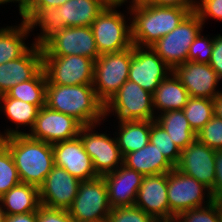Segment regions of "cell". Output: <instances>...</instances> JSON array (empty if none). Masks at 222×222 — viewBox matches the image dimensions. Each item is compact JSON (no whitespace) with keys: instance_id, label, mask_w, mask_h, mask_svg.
I'll return each instance as SVG.
<instances>
[{"instance_id":"12","label":"cell","mask_w":222,"mask_h":222,"mask_svg":"<svg viewBox=\"0 0 222 222\" xmlns=\"http://www.w3.org/2000/svg\"><path fill=\"white\" fill-rule=\"evenodd\" d=\"M42 55H79L94 61L100 56L90 26L65 27L42 46Z\"/></svg>"},{"instance_id":"30","label":"cell","mask_w":222,"mask_h":222,"mask_svg":"<svg viewBox=\"0 0 222 222\" xmlns=\"http://www.w3.org/2000/svg\"><path fill=\"white\" fill-rule=\"evenodd\" d=\"M47 77L42 68L32 79L13 86L6 94L10 98L34 104L39 109L45 106Z\"/></svg>"},{"instance_id":"11","label":"cell","mask_w":222,"mask_h":222,"mask_svg":"<svg viewBox=\"0 0 222 222\" xmlns=\"http://www.w3.org/2000/svg\"><path fill=\"white\" fill-rule=\"evenodd\" d=\"M97 125L100 124L82 126L79 137L83 142L85 151L92 159L97 175L104 176L114 172L123 164V156L115 137H109L106 133H98L93 130Z\"/></svg>"},{"instance_id":"6","label":"cell","mask_w":222,"mask_h":222,"mask_svg":"<svg viewBox=\"0 0 222 222\" xmlns=\"http://www.w3.org/2000/svg\"><path fill=\"white\" fill-rule=\"evenodd\" d=\"M110 112L119 121L155 120L153 94L127 80L104 105V117Z\"/></svg>"},{"instance_id":"2","label":"cell","mask_w":222,"mask_h":222,"mask_svg":"<svg viewBox=\"0 0 222 222\" xmlns=\"http://www.w3.org/2000/svg\"><path fill=\"white\" fill-rule=\"evenodd\" d=\"M45 105L74 117L83 126L105 121L104 104L97 98L92 84H47Z\"/></svg>"},{"instance_id":"33","label":"cell","mask_w":222,"mask_h":222,"mask_svg":"<svg viewBox=\"0 0 222 222\" xmlns=\"http://www.w3.org/2000/svg\"><path fill=\"white\" fill-rule=\"evenodd\" d=\"M149 142L156 145L157 149L174 167L178 164L181 150L175 145L165 129L155 120H151Z\"/></svg>"},{"instance_id":"27","label":"cell","mask_w":222,"mask_h":222,"mask_svg":"<svg viewBox=\"0 0 222 222\" xmlns=\"http://www.w3.org/2000/svg\"><path fill=\"white\" fill-rule=\"evenodd\" d=\"M118 124L119 132H114V136L123 157L149 143L151 120L119 121Z\"/></svg>"},{"instance_id":"23","label":"cell","mask_w":222,"mask_h":222,"mask_svg":"<svg viewBox=\"0 0 222 222\" xmlns=\"http://www.w3.org/2000/svg\"><path fill=\"white\" fill-rule=\"evenodd\" d=\"M123 164L143 176L168 173L175 168L151 142L142 149L125 155Z\"/></svg>"},{"instance_id":"21","label":"cell","mask_w":222,"mask_h":222,"mask_svg":"<svg viewBox=\"0 0 222 222\" xmlns=\"http://www.w3.org/2000/svg\"><path fill=\"white\" fill-rule=\"evenodd\" d=\"M143 177L142 174L124 164L114 172L104 175L110 206L118 208L135 205Z\"/></svg>"},{"instance_id":"16","label":"cell","mask_w":222,"mask_h":222,"mask_svg":"<svg viewBox=\"0 0 222 222\" xmlns=\"http://www.w3.org/2000/svg\"><path fill=\"white\" fill-rule=\"evenodd\" d=\"M175 168L210 189L215 182V150L197 138L181 151Z\"/></svg>"},{"instance_id":"50","label":"cell","mask_w":222,"mask_h":222,"mask_svg":"<svg viewBox=\"0 0 222 222\" xmlns=\"http://www.w3.org/2000/svg\"><path fill=\"white\" fill-rule=\"evenodd\" d=\"M73 222H108L107 220H97V221H78L74 220Z\"/></svg>"},{"instance_id":"44","label":"cell","mask_w":222,"mask_h":222,"mask_svg":"<svg viewBox=\"0 0 222 222\" xmlns=\"http://www.w3.org/2000/svg\"><path fill=\"white\" fill-rule=\"evenodd\" d=\"M143 2L160 6L196 7L197 0H143Z\"/></svg>"},{"instance_id":"35","label":"cell","mask_w":222,"mask_h":222,"mask_svg":"<svg viewBox=\"0 0 222 222\" xmlns=\"http://www.w3.org/2000/svg\"><path fill=\"white\" fill-rule=\"evenodd\" d=\"M175 222H220V202L212 203L179 213Z\"/></svg>"},{"instance_id":"20","label":"cell","mask_w":222,"mask_h":222,"mask_svg":"<svg viewBox=\"0 0 222 222\" xmlns=\"http://www.w3.org/2000/svg\"><path fill=\"white\" fill-rule=\"evenodd\" d=\"M19 58L0 64V95L13 86L32 79L43 68L42 47L30 44Z\"/></svg>"},{"instance_id":"19","label":"cell","mask_w":222,"mask_h":222,"mask_svg":"<svg viewBox=\"0 0 222 222\" xmlns=\"http://www.w3.org/2000/svg\"><path fill=\"white\" fill-rule=\"evenodd\" d=\"M167 188L168 173L144 176L138 189L135 206L158 221H169Z\"/></svg>"},{"instance_id":"34","label":"cell","mask_w":222,"mask_h":222,"mask_svg":"<svg viewBox=\"0 0 222 222\" xmlns=\"http://www.w3.org/2000/svg\"><path fill=\"white\" fill-rule=\"evenodd\" d=\"M20 183L13 156L9 149L0 141V197Z\"/></svg>"},{"instance_id":"14","label":"cell","mask_w":222,"mask_h":222,"mask_svg":"<svg viewBox=\"0 0 222 222\" xmlns=\"http://www.w3.org/2000/svg\"><path fill=\"white\" fill-rule=\"evenodd\" d=\"M172 69L151 47L132 46L128 80L153 94Z\"/></svg>"},{"instance_id":"28","label":"cell","mask_w":222,"mask_h":222,"mask_svg":"<svg viewBox=\"0 0 222 222\" xmlns=\"http://www.w3.org/2000/svg\"><path fill=\"white\" fill-rule=\"evenodd\" d=\"M32 32L26 21L0 28V64L21 57L30 47L24 42Z\"/></svg>"},{"instance_id":"47","label":"cell","mask_w":222,"mask_h":222,"mask_svg":"<svg viewBox=\"0 0 222 222\" xmlns=\"http://www.w3.org/2000/svg\"><path fill=\"white\" fill-rule=\"evenodd\" d=\"M108 5H120L127 3L128 0H104Z\"/></svg>"},{"instance_id":"46","label":"cell","mask_w":222,"mask_h":222,"mask_svg":"<svg viewBox=\"0 0 222 222\" xmlns=\"http://www.w3.org/2000/svg\"><path fill=\"white\" fill-rule=\"evenodd\" d=\"M214 115L222 119V91L213 98Z\"/></svg>"},{"instance_id":"7","label":"cell","mask_w":222,"mask_h":222,"mask_svg":"<svg viewBox=\"0 0 222 222\" xmlns=\"http://www.w3.org/2000/svg\"><path fill=\"white\" fill-rule=\"evenodd\" d=\"M199 15L192 11L169 34L160 38L151 48L173 70L187 61L190 45L203 31Z\"/></svg>"},{"instance_id":"48","label":"cell","mask_w":222,"mask_h":222,"mask_svg":"<svg viewBox=\"0 0 222 222\" xmlns=\"http://www.w3.org/2000/svg\"><path fill=\"white\" fill-rule=\"evenodd\" d=\"M10 2H16L18 3V7H20V0H0V5L1 4H7V3H10Z\"/></svg>"},{"instance_id":"29","label":"cell","mask_w":222,"mask_h":222,"mask_svg":"<svg viewBox=\"0 0 222 222\" xmlns=\"http://www.w3.org/2000/svg\"><path fill=\"white\" fill-rule=\"evenodd\" d=\"M157 115L155 121L165 129L181 151L197 138L183 110L165 111Z\"/></svg>"},{"instance_id":"42","label":"cell","mask_w":222,"mask_h":222,"mask_svg":"<svg viewBox=\"0 0 222 222\" xmlns=\"http://www.w3.org/2000/svg\"><path fill=\"white\" fill-rule=\"evenodd\" d=\"M215 174L211 195L214 201L222 202V149L215 150Z\"/></svg>"},{"instance_id":"1","label":"cell","mask_w":222,"mask_h":222,"mask_svg":"<svg viewBox=\"0 0 222 222\" xmlns=\"http://www.w3.org/2000/svg\"><path fill=\"white\" fill-rule=\"evenodd\" d=\"M132 43L151 47L173 31L196 7L160 6L143 1L130 3Z\"/></svg>"},{"instance_id":"52","label":"cell","mask_w":222,"mask_h":222,"mask_svg":"<svg viewBox=\"0 0 222 222\" xmlns=\"http://www.w3.org/2000/svg\"><path fill=\"white\" fill-rule=\"evenodd\" d=\"M128 1H129V3H134V2L143 1V0H132L131 2H130V0H128Z\"/></svg>"},{"instance_id":"8","label":"cell","mask_w":222,"mask_h":222,"mask_svg":"<svg viewBox=\"0 0 222 222\" xmlns=\"http://www.w3.org/2000/svg\"><path fill=\"white\" fill-rule=\"evenodd\" d=\"M167 197L169 221H173L181 212L202 207L214 201L208 187L176 168L168 172Z\"/></svg>"},{"instance_id":"25","label":"cell","mask_w":222,"mask_h":222,"mask_svg":"<svg viewBox=\"0 0 222 222\" xmlns=\"http://www.w3.org/2000/svg\"><path fill=\"white\" fill-rule=\"evenodd\" d=\"M2 103V104H1ZM0 110L4 112L7 119L12 123H15L16 129H7L4 133L0 132V140L18 134H27L19 129L20 125L28 126L29 132L35 124V120L39 111V108L22 100L10 98L7 94L0 96ZM19 129V130H18Z\"/></svg>"},{"instance_id":"22","label":"cell","mask_w":222,"mask_h":222,"mask_svg":"<svg viewBox=\"0 0 222 222\" xmlns=\"http://www.w3.org/2000/svg\"><path fill=\"white\" fill-rule=\"evenodd\" d=\"M107 6L104 0H69L58 7L59 21L65 27L91 26Z\"/></svg>"},{"instance_id":"18","label":"cell","mask_w":222,"mask_h":222,"mask_svg":"<svg viewBox=\"0 0 222 222\" xmlns=\"http://www.w3.org/2000/svg\"><path fill=\"white\" fill-rule=\"evenodd\" d=\"M54 165L64 168L80 181L96 178L98 175L93 162L85 151L83 142L78 136L52 145Z\"/></svg>"},{"instance_id":"39","label":"cell","mask_w":222,"mask_h":222,"mask_svg":"<svg viewBox=\"0 0 222 222\" xmlns=\"http://www.w3.org/2000/svg\"><path fill=\"white\" fill-rule=\"evenodd\" d=\"M69 0H20L19 14L28 22L42 8H58Z\"/></svg>"},{"instance_id":"5","label":"cell","mask_w":222,"mask_h":222,"mask_svg":"<svg viewBox=\"0 0 222 222\" xmlns=\"http://www.w3.org/2000/svg\"><path fill=\"white\" fill-rule=\"evenodd\" d=\"M132 47L100 55L94 63L92 86L97 98L105 105L128 80Z\"/></svg>"},{"instance_id":"3","label":"cell","mask_w":222,"mask_h":222,"mask_svg":"<svg viewBox=\"0 0 222 222\" xmlns=\"http://www.w3.org/2000/svg\"><path fill=\"white\" fill-rule=\"evenodd\" d=\"M11 152L21 183L40 187L54 166L52 144L18 134L0 140Z\"/></svg>"},{"instance_id":"17","label":"cell","mask_w":222,"mask_h":222,"mask_svg":"<svg viewBox=\"0 0 222 222\" xmlns=\"http://www.w3.org/2000/svg\"><path fill=\"white\" fill-rule=\"evenodd\" d=\"M172 72L182 82L190 97L213 99L221 92L217 90L220 79L208 63L186 61L176 66Z\"/></svg>"},{"instance_id":"49","label":"cell","mask_w":222,"mask_h":222,"mask_svg":"<svg viewBox=\"0 0 222 222\" xmlns=\"http://www.w3.org/2000/svg\"><path fill=\"white\" fill-rule=\"evenodd\" d=\"M5 219V212L2 210L0 206V222H4Z\"/></svg>"},{"instance_id":"31","label":"cell","mask_w":222,"mask_h":222,"mask_svg":"<svg viewBox=\"0 0 222 222\" xmlns=\"http://www.w3.org/2000/svg\"><path fill=\"white\" fill-rule=\"evenodd\" d=\"M27 23L31 31L39 26L41 32L32 43L40 47L65 28L63 21H59L58 8L55 7L40 9Z\"/></svg>"},{"instance_id":"37","label":"cell","mask_w":222,"mask_h":222,"mask_svg":"<svg viewBox=\"0 0 222 222\" xmlns=\"http://www.w3.org/2000/svg\"><path fill=\"white\" fill-rule=\"evenodd\" d=\"M197 139L211 149H222V119L214 115L197 133Z\"/></svg>"},{"instance_id":"15","label":"cell","mask_w":222,"mask_h":222,"mask_svg":"<svg viewBox=\"0 0 222 222\" xmlns=\"http://www.w3.org/2000/svg\"><path fill=\"white\" fill-rule=\"evenodd\" d=\"M80 182L64 168L54 165L39 187L40 204L49 208L68 210L78 193Z\"/></svg>"},{"instance_id":"38","label":"cell","mask_w":222,"mask_h":222,"mask_svg":"<svg viewBox=\"0 0 222 222\" xmlns=\"http://www.w3.org/2000/svg\"><path fill=\"white\" fill-rule=\"evenodd\" d=\"M200 32L189 47L187 61L208 63L213 49V37L208 39Z\"/></svg>"},{"instance_id":"24","label":"cell","mask_w":222,"mask_h":222,"mask_svg":"<svg viewBox=\"0 0 222 222\" xmlns=\"http://www.w3.org/2000/svg\"><path fill=\"white\" fill-rule=\"evenodd\" d=\"M189 97V93L182 82L171 72L160 82L153 93V106L156 116L157 113L161 114L165 111L183 110Z\"/></svg>"},{"instance_id":"26","label":"cell","mask_w":222,"mask_h":222,"mask_svg":"<svg viewBox=\"0 0 222 222\" xmlns=\"http://www.w3.org/2000/svg\"><path fill=\"white\" fill-rule=\"evenodd\" d=\"M0 203L5 215L38 211L41 205L39 188L30 184L20 183L0 197Z\"/></svg>"},{"instance_id":"41","label":"cell","mask_w":222,"mask_h":222,"mask_svg":"<svg viewBox=\"0 0 222 222\" xmlns=\"http://www.w3.org/2000/svg\"><path fill=\"white\" fill-rule=\"evenodd\" d=\"M68 210L49 208L40 205L37 211V222H73Z\"/></svg>"},{"instance_id":"36","label":"cell","mask_w":222,"mask_h":222,"mask_svg":"<svg viewBox=\"0 0 222 222\" xmlns=\"http://www.w3.org/2000/svg\"><path fill=\"white\" fill-rule=\"evenodd\" d=\"M108 222H158V220L145 213L139 207L126 206L112 208L108 216Z\"/></svg>"},{"instance_id":"45","label":"cell","mask_w":222,"mask_h":222,"mask_svg":"<svg viewBox=\"0 0 222 222\" xmlns=\"http://www.w3.org/2000/svg\"><path fill=\"white\" fill-rule=\"evenodd\" d=\"M4 222H37V211L25 214L5 215Z\"/></svg>"},{"instance_id":"43","label":"cell","mask_w":222,"mask_h":222,"mask_svg":"<svg viewBox=\"0 0 222 222\" xmlns=\"http://www.w3.org/2000/svg\"><path fill=\"white\" fill-rule=\"evenodd\" d=\"M209 65L216 72L218 78L222 79V36L218 34L213 37V49Z\"/></svg>"},{"instance_id":"40","label":"cell","mask_w":222,"mask_h":222,"mask_svg":"<svg viewBox=\"0 0 222 222\" xmlns=\"http://www.w3.org/2000/svg\"><path fill=\"white\" fill-rule=\"evenodd\" d=\"M195 12L199 15L203 26L208 17L222 21V0L197 1Z\"/></svg>"},{"instance_id":"4","label":"cell","mask_w":222,"mask_h":222,"mask_svg":"<svg viewBox=\"0 0 222 222\" xmlns=\"http://www.w3.org/2000/svg\"><path fill=\"white\" fill-rule=\"evenodd\" d=\"M117 7L120 5H108L90 26L100 55L133 46L131 18L128 25L125 15Z\"/></svg>"},{"instance_id":"51","label":"cell","mask_w":222,"mask_h":222,"mask_svg":"<svg viewBox=\"0 0 222 222\" xmlns=\"http://www.w3.org/2000/svg\"><path fill=\"white\" fill-rule=\"evenodd\" d=\"M220 222H222V202H220Z\"/></svg>"},{"instance_id":"13","label":"cell","mask_w":222,"mask_h":222,"mask_svg":"<svg viewBox=\"0 0 222 222\" xmlns=\"http://www.w3.org/2000/svg\"><path fill=\"white\" fill-rule=\"evenodd\" d=\"M82 126L74 117L52 110L45 105L39 109L35 124L27 135L32 139L53 145L78 137Z\"/></svg>"},{"instance_id":"9","label":"cell","mask_w":222,"mask_h":222,"mask_svg":"<svg viewBox=\"0 0 222 222\" xmlns=\"http://www.w3.org/2000/svg\"><path fill=\"white\" fill-rule=\"evenodd\" d=\"M112 207L103 176L81 181L72 206L70 216L78 221L108 220Z\"/></svg>"},{"instance_id":"32","label":"cell","mask_w":222,"mask_h":222,"mask_svg":"<svg viewBox=\"0 0 222 222\" xmlns=\"http://www.w3.org/2000/svg\"><path fill=\"white\" fill-rule=\"evenodd\" d=\"M183 112L197 134L214 116L213 99L189 97Z\"/></svg>"},{"instance_id":"10","label":"cell","mask_w":222,"mask_h":222,"mask_svg":"<svg viewBox=\"0 0 222 222\" xmlns=\"http://www.w3.org/2000/svg\"><path fill=\"white\" fill-rule=\"evenodd\" d=\"M95 61L79 55L43 56L47 84L86 85L93 83Z\"/></svg>"}]
</instances>
